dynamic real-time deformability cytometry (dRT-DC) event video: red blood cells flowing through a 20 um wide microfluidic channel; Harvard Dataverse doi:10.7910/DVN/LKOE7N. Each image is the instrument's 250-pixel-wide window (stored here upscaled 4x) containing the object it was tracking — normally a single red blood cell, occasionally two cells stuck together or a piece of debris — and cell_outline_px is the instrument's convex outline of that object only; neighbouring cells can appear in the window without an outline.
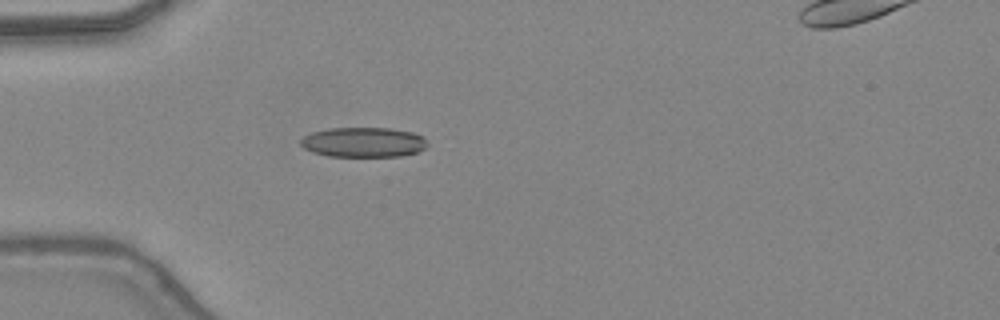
{"species": "common noctule bat (a hibernating species)", "species_latin": "Nyctalus noctula", "temperature_condition": "warm", "stored_images_in_passage": 19, "camera_frame_rate_fps": 3000, "um_per_image_px": 0.085, "animal": {"sex": "female", "body_mass_g": 24.6, "forearm_length_mm": 56.2}, "frame": {"image": 1, "passage_image": 2, "time_ms": 0.333, "image_size_px": [1000, 320], "cell_outline_px": [[428, 144], [424, 148], [416, 152], [400, 156], [328, 156], [312, 152], [304, 148], [300, 144], [300, 140], [304, 136], [312, 132], [328, 128], [392, 128], [412, 132], [424, 136]], "centroid_in_image_um": [30.89, 12.08], "position_along_channel_um": 54.1, "area_um2": 22.14}}
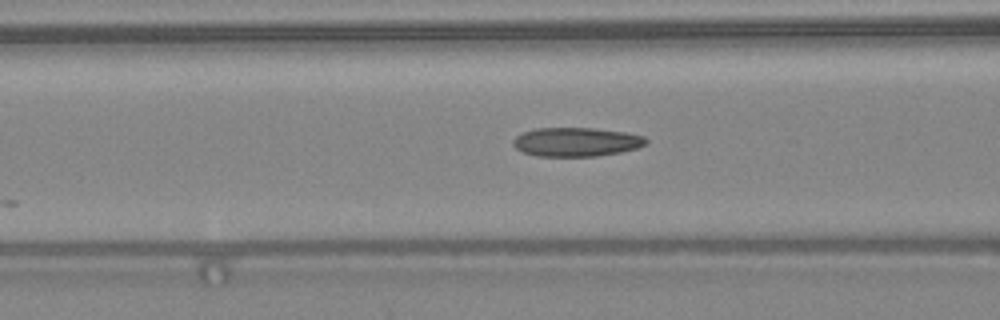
{"frame": {"image": 2, "passage_image": 7, "time_ms": 2.0, "image_size_px": [1000, 320], "cell_outline_px": [[648, 140], [644, 144], [636, 148], [620, 152], [596, 156], [536, 156], [524, 152], [516, 148], [512, 144], [512, 140], [516, 136], [524, 132], [536, 128], [592, 128], [628, 132], [644, 136]], "centroid_in_image_um": [48.97, 12.06], "position_along_channel_um": 117.6, "area_um2": 22.37}}
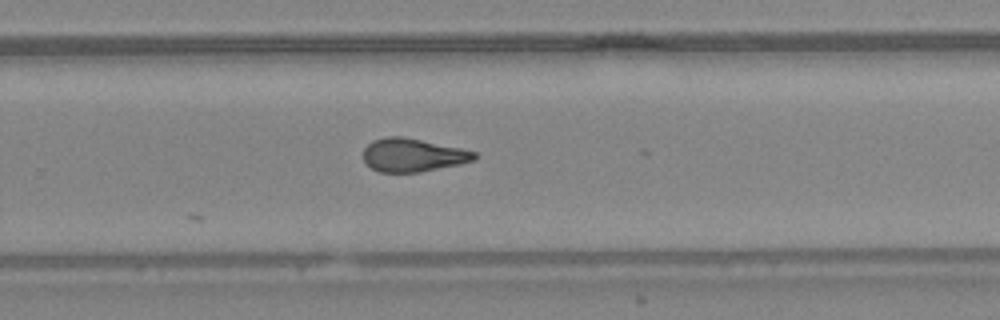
{"frame": {"image": 3, "passage_image": 19, "time_ms": 6.0, "image_size_px": [1000, 320], "cell_outline_px": [[480, 156], [476, 160], [460, 164], [420, 172], [380, 172], [372, 168], [364, 160], [364, 148], [372, 140], [388, 136], [400, 136], [460, 148], [476, 152]], "centroid_in_image_um": [35.12, 13.18], "position_along_channel_um": 294.7, "area_um2": 21.44}}